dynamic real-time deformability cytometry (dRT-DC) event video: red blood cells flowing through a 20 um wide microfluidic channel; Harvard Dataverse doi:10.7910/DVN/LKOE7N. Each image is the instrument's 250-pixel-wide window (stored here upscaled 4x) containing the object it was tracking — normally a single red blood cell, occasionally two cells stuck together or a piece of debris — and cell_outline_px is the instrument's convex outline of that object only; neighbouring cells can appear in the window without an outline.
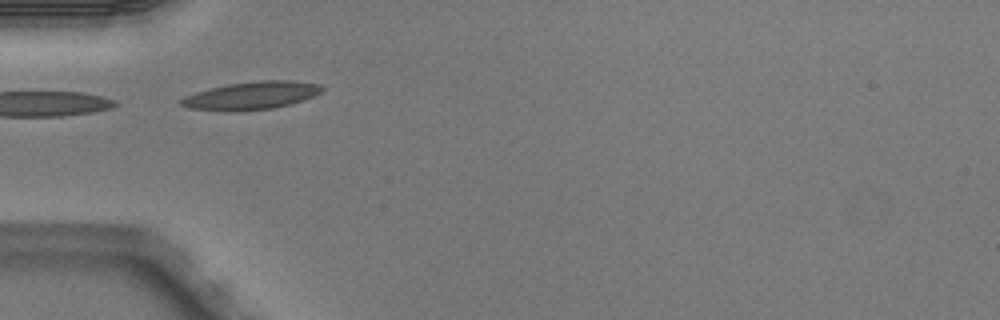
{"species": "Egyptian fruit bat (a non-hibernating species)", "species_latin": "Rousettus aegyptiacus", "temperature_condition": "warm", "stored_images_in_passage": 5, "camera_frame_rate_fps": 3000, "um_per_image_px": 0.085, "animal": {"sex": "male"}, "frame": {"image": 1, "passage_image": 3, "time_ms": 0.667, "image_size_px": [1000, 320], "cell_outline_px": [[324, 88], [320, 92], [312, 96], [292, 104], [272, 108], [244, 112], [224, 112], [188, 108], [180, 104], [180, 100], [184, 96], [196, 92], [228, 84], [260, 80], [292, 80], [320, 84]], "centroid_in_image_um": [21.35, 8.14], "position_along_channel_um": 63.7, "area_um2": 23.12}}
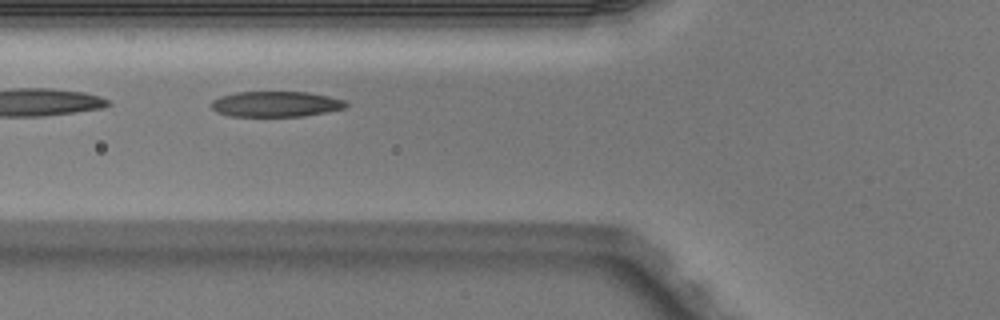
{"frame": {"image": 2, "passage_image": 4, "time_ms": 1.0, "image_size_px": [1000, 320], "cell_outline_px": [[348, 104], [344, 108], [304, 116], [228, 116], [216, 112], [212, 108], [212, 100], [220, 96], [236, 92], [308, 92], [328, 96], [344, 100]], "centroid_in_image_um": [23.41, 8.84], "position_along_channel_um": 102.4, "area_um2": 19.94}}
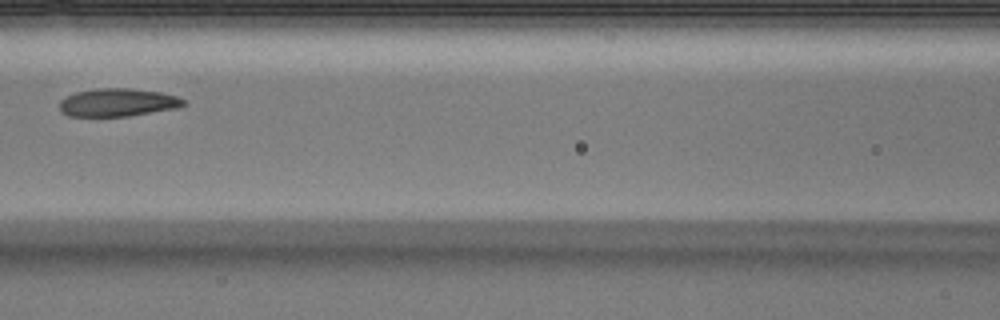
{"frame": {"image": 3, "passage_image": 5, "time_ms": 1.333, "image_size_px": [1000, 320], "cell_outline_px": [[188, 104], [176, 108], [128, 116], [68, 116], [60, 112], [60, 100], [76, 92], [96, 88], [132, 88], [160, 92], [176, 96], [188, 100]], "centroid_in_image_um": [10.03, 8.7], "position_along_channel_um": 156.6, "area_um2": 20.35}}